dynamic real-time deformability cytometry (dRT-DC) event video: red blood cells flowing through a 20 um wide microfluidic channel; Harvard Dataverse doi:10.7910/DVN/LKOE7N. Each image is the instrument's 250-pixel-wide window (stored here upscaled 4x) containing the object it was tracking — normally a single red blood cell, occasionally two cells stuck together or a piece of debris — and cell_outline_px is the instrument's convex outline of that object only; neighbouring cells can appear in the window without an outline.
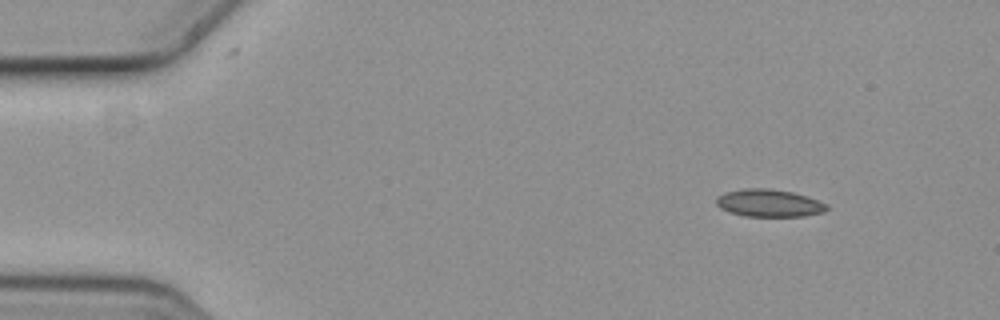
{"species": "common noctule bat (a hibernating species)", "species_latin": "Nyctalus noctula", "temperature_condition": "cold", "stored_images_in_passage": 7, "camera_frame_rate_fps": 3000, "um_per_image_px": 0.085, "animal": {"sex": "female", "body_mass_g": 19.3, "forearm_length_mm": 54.1}, "frame": {"image": 1, "passage_image": 1, "time_ms": 0.0, "image_size_px": [1000, 320], "cell_outline_px": [[828, 208], [824, 212], [804, 216], [744, 216], [720, 208], [716, 204], [716, 196], [724, 192], [744, 188], [768, 188], [792, 192], [828, 204]], "centroid_in_image_um": [65.34, 17.26], "position_along_channel_um": 19.7, "area_um2": 17.63}}
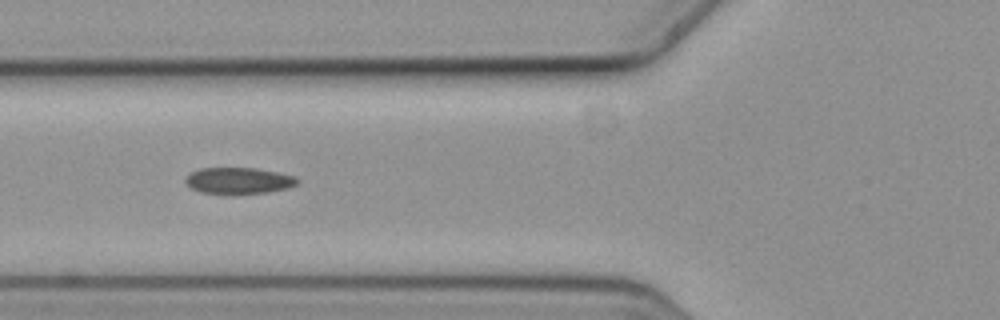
{"frame": {"image": 2, "passage_image": 4, "time_ms": 1.0, "image_size_px": [1000, 320], "cell_outline_px": [[300, 180], [296, 184], [288, 188], [268, 192], [232, 196], [228, 196], [200, 192], [192, 188], [184, 180], [192, 172], [200, 168], [256, 168], [276, 172], [292, 176]], "centroid_in_image_um": [20.27, 15.39], "position_along_channel_um": 105.5, "area_um2": 17.51}}
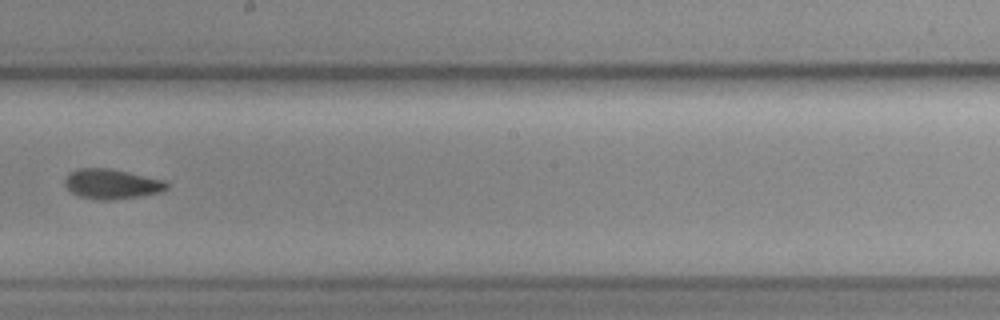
{"frame": {"image": 3, "passage_image": 7, "time_ms": 2.0, "image_size_px": [1000, 320], "cell_outline_px": [[168, 188], [160, 192], [112, 200], [96, 200], [80, 196], [72, 192], [64, 184], [64, 180], [68, 172], [76, 168], [112, 168], [164, 180], [168, 184]], "centroid_in_image_um": [9.46, 15.62], "position_along_channel_um": 238.7, "area_um2": 17.8}}